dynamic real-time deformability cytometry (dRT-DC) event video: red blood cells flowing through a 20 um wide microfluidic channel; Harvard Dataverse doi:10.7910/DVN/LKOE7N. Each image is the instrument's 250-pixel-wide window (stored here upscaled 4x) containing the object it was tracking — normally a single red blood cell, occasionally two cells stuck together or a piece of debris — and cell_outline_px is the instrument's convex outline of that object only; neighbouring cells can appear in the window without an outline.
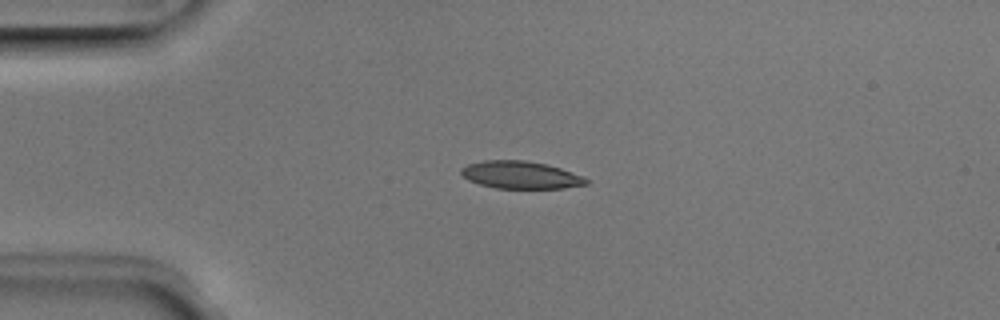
{"species": "Egyptian fruit bat (a non-hibernating species)", "species_latin": "Rousettus aegyptiacus", "temperature_condition": "room temperature", "stored_images_in_passage": 4, "camera_frame_rate_fps": 3000, "um_per_image_px": 0.085, "animal": {"sex": "male"}, "frame": {"image": 1, "passage_image": 3, "time_ms": 0.667, "image_size_px": [1000, 320], "cell_outline_px": [[588, 184], [564, 188], [496, 188], [480, 184], [468, 180], [460, 172], [460, 168], [468, 164], [484, 160], [524, 160], [548, 164], [584, 176], [588, 180]], "centroid_in_image_um": [44.26, 14.86], "position_along_channel_um": 40.7, "area_um2": 20.06}}